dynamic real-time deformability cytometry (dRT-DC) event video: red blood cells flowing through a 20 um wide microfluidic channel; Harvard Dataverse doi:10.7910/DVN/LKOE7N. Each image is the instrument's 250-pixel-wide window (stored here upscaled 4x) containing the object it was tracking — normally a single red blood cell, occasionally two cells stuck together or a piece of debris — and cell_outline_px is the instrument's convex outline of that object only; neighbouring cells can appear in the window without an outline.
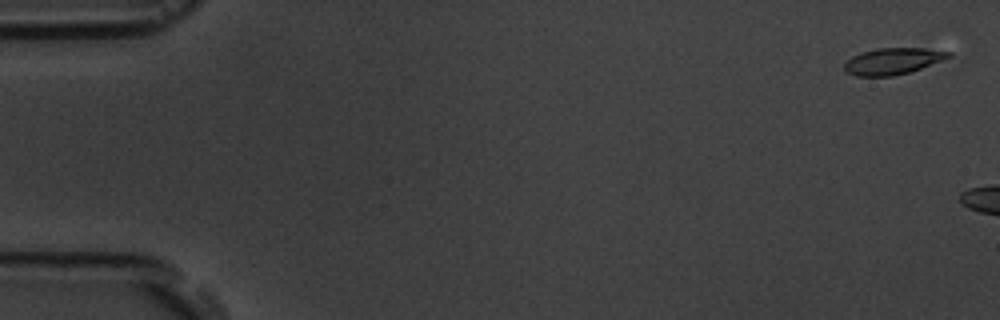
{"species": "common noctule bat (a hibernating species)", "species_latin": "Nyctalus noctula", "temperature_condition": "room temperature", "stored_images_in_passage": 3, "camera_frame_rate_fps": 3000, "um_per_image_px": 0.085, "animal": {"sex": "male", "body_mass_g": 19.5, "forearm_length_mm": 54.6}, "frame": {"image": 1, "passage_image": 1, "time_ms": 0.0, "image_size_px": [1000, 320], "cell_outline_px": [[952, 56], [920, 68], [908, 72], [892, 76], [856, 76], [844, 72], [844, 64], [852, 56], [860, 52], [876, 48], [924, 48], [952, 52]], "centroid_in_image_um": [75.84, 5.19], "position_along_channel_um": 9.2, "area_um2": 16.01}}